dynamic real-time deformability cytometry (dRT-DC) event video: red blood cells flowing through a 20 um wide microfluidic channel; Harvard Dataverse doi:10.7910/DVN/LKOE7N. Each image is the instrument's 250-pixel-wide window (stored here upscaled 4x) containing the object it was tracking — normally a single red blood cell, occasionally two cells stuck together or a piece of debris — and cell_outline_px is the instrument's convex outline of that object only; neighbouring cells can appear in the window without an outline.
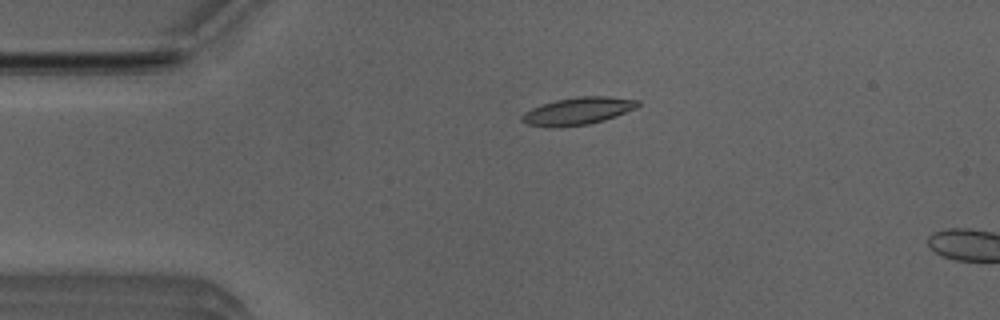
{"species": "Egyptian fruit bat (a non-hibernating species)", "species_latin": "Rousettus aegyptiacus", "temperature_condition": "room temperature", "stored_images_in_passage": 5, "camera_frame_rate_fps": 3000, "um_per_image_px": 0.085, "animal": {"sex": "male"}, "frame": {"image": 1, "passage_image": 4, "time_ms": 1.0, "image_size_px": [1000, 320], "cell_outline_px": [[640, 104], [636, 108], [616, 116], [604, 120], [588, 124], [528, 124], [520, 120], [520, 116], [524, 112], [532, 108], [556, 100], [576, 96], [608, 96], [640, 100]], "centroid_in_image_um": [49.21, 9.37], "position_along_channel_um": 35.8, "area_um2": 17.69}}